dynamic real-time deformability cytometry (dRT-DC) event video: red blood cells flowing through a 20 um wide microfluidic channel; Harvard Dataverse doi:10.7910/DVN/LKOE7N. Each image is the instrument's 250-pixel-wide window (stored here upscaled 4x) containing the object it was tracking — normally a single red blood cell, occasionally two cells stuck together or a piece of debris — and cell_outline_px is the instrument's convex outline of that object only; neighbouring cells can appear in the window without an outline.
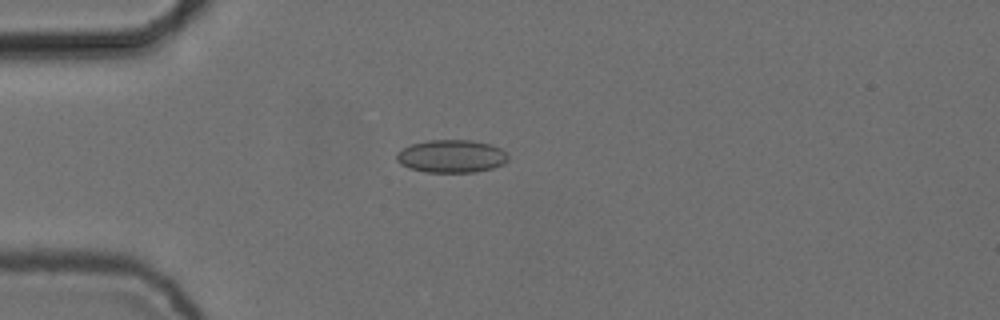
{"species": "common noctule bat (a hibernating species)", "species_latin": "Nyctalus noctula", "temperature_condition": "cold", "stored_images_in_passage": 6, "camera_frame_rate_fps": 3000, "um_per_image_px": 0.085, "animal": {"sex": "female", "body_mass_g": 24.6, "forearm_length_mm": 56.2}, "frame": {"image": 1, "passage_image": 6, "time_ms": 1.667, "image_size_px": [1000, 320], "cell_outline_px": [[508, 160], [504, 164], [492, 168], [472, 172], [428, 172], [408, 168], [400, 164], [396, 160], [396, 152], [412, 144], [428, 140], [472, 140], [488, 144], [500, 148], [508, 156]], "centroid_in_image_um": [38.35, 13.28], "position_along_channel_um": 46.7, "area_um2": 21.27}}